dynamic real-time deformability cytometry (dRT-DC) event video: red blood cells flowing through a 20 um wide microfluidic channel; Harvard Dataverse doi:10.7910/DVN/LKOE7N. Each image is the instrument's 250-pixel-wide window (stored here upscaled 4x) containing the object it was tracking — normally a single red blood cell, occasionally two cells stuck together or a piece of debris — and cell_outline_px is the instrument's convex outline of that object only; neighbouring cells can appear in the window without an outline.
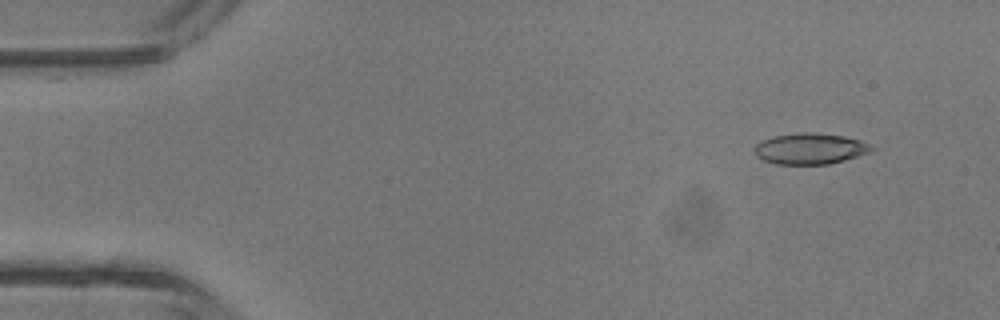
{"species": "common noctule bat (a hibernating species)", "species_latin": "Nyctalus noctula", "temperature_condition": "room temperature", "stored_images_in_passage": 5, "segment_of_instrument_passage": [2, 2], "camera_frame_rate_fps": 3000, "um_per_image_px": 0.085, "animal": {"sex": "male", "body_mass_g": 13.3}, "frame": {"image": 1, "passage_image": 5, "time_ms": 1.333, "image_size_px": [1000, 320], "cell_outline_px": [[872, 148], [868, 152], [844, 160], [828, 164], [776, 164], [764, 160], [756, 156], [756, 144], [772, 136], [800, 132], [816, 132], [844, 136], [860, 140], [868, 144]], "centroid_in_image_um": [68.83, 12.63], "position_along_channel_um": 16.2, "area_um2": 20.87}}